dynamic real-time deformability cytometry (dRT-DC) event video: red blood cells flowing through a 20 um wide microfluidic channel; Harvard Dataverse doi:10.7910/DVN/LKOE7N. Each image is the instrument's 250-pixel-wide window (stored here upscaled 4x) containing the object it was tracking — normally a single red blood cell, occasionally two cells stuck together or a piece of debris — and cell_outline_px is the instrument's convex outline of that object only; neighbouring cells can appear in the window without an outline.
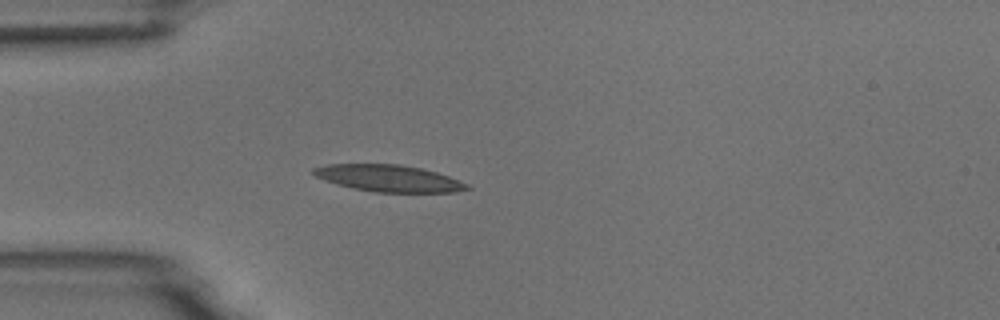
{"species": "common noctule bat (a hibernating species)", "species_latin": "Nyctalus noctula", "temperature_condition": "room temperature", "stored_images_in_passage": 5, "camera_frame_rate_fps": 3000, "um_per_image_px": 0.085, "animal": {"sex": "male", "body_mass_g": 18.8}, "frame": {"image": 1, "passage_image": 5, "time_ms": 4.667, "image_size_px": [1000, 320], "cell_outline_px": [[472, 188], [456, 192], [372, 192], [352, 188], [336, 184], [324, 180], [316, 176], [312, 172], [312, 168], [328, 164], [400, 164], [420, 168], [436, 172], [448, 176], [468, 184]], "centroid_in_image_um": [33.03, 15.16], "position_along_channel_um": 52.0, "area_um2": 23.93}}